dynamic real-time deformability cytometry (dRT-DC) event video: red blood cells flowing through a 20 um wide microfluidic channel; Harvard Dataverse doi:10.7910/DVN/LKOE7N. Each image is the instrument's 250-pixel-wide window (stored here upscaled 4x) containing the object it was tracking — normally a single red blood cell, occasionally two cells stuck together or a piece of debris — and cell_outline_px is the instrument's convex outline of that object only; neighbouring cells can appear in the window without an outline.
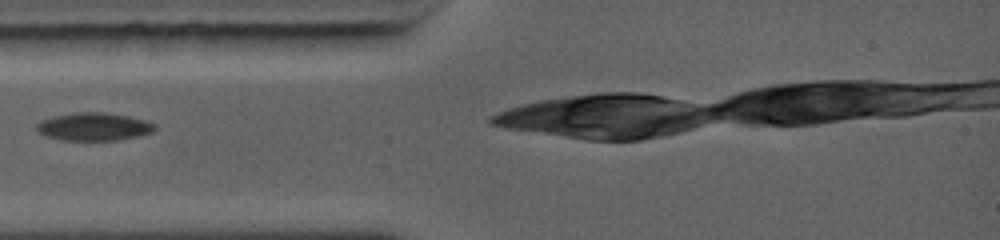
{"species": "common noctule bat (a hibernating species)", "species_latin": "Nyctalus noctula", "temperature_condition": "warm", "stored_images_in_passage": 2, "camera_frame_rate_fps": 5000, "um_per_image_px": 0.085, "animal": {"sex": "female", "body_mass_g": 19.0, "forearm_length_mm": 56.7}, "frame": {"image": 1, "passage_image": 2, "time_ms": 1.2, "image_size_px": [1000, 240], "cell_outline_px": [[156, 128], [152, 132], [136, 136], [116, 140], [60, 140], [48, 136], [40, 132], [36, 128], [36, 124], [40, 120], [52, 116], [76, 112], [104, 112], [128, 116], [144, 120], [156, 124]], "centroid_in_image_um": [7.96, 10.75], "position_along_channel_um": 77.0, "area_um2": 19.13}}